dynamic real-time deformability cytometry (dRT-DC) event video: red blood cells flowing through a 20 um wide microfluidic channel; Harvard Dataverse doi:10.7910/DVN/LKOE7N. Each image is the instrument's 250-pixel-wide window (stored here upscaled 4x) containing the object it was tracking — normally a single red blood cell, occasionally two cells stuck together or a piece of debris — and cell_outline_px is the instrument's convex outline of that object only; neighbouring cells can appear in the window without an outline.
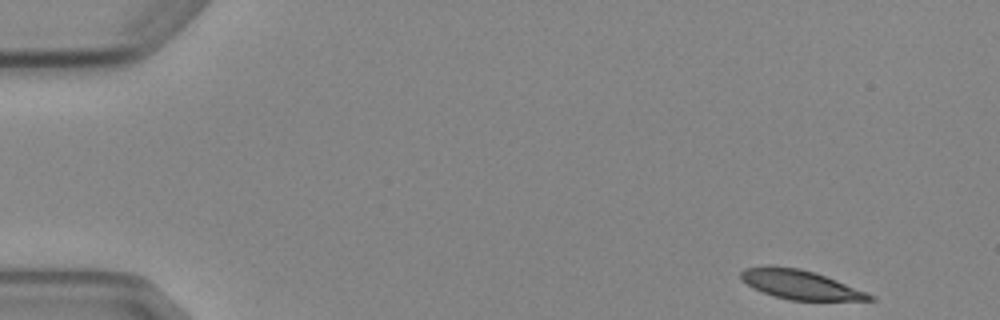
{"species": "Egyptian fruit bat (a non-hibernating species)", "species_latin": "Rousettus aegyptiacus", "temperature_condition": "cold", "stored_images_in_passage": 6, "camera_frame_rate_fps": 3000, "um_per_image_px": 0.085, "animal": {"sex": "female"}, "frame": {"image": 1, "passage_image": 1, "time_ms": 0.0, "image_size_px": [1000, 320], "cell_outline_px": [[876, 300], [788, 300], [764, 292], [740, 280], [740, 272], [744, 268], [768, 264], [772, 264], [800, 268], [836, 280], [876, 296]], "centroid_in_image_um": [67.98, 24.16], "position_along_channel_um": 17.0, "area_um2": 21.79}}
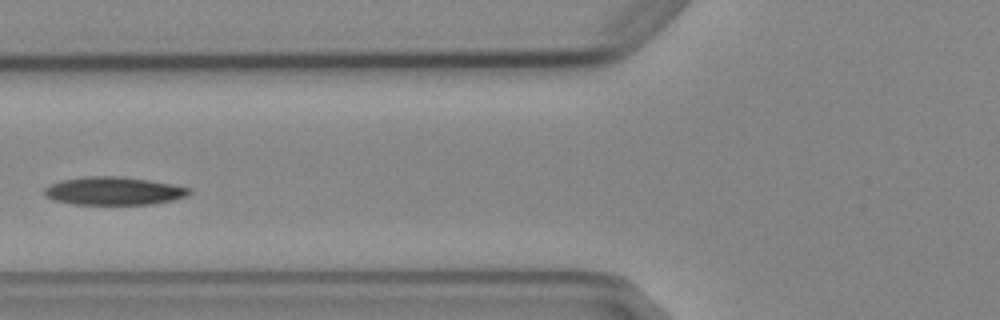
{"frame": {"image": 2, "passage_image": 5, "time_ms": 5.667, "image_size_px": [1000, 320], "cell_outline_px": [[192, 192], [188, 196], [172, 200], [152, 204], [72, 204], [52, 200], [44, 196], [44, 188], [48, 184], [60, 180], [84, 176], [120, 176], [148, 180], [172, 184], [192, 188]], "centroid_in_image_um": [9.63, 16.22], "position_along_channel_um": 116.2, "area_um2": 23.99}}
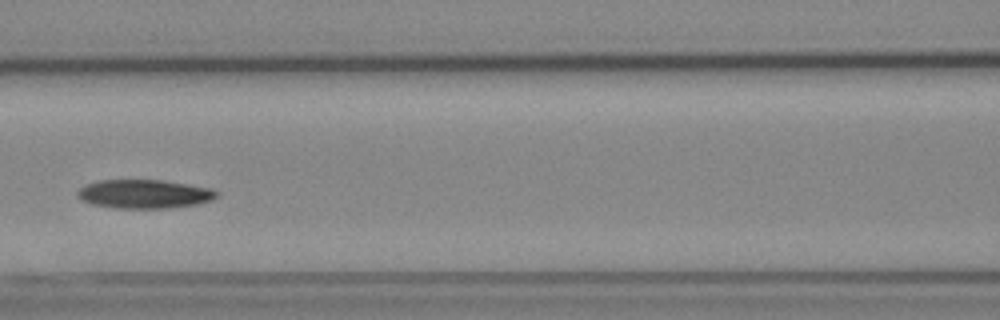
{"frame": {"image": 3, "passage_image": 6, "time_ms": 6.667, "image_size_px": [1000, 320], "cell_outline_px": [[220, 192], [212, 200], [196, 204], [172, 208], [116, 208], [92, 204], [80, 200], [76, 196], [76, 192], [84, 184], [100, 180], [164, 180], [212, 188]], "centroid_in_image_um": [12.25, 16.48], "position_along_channel_um": 154.4, "area_um2": 23.58}}